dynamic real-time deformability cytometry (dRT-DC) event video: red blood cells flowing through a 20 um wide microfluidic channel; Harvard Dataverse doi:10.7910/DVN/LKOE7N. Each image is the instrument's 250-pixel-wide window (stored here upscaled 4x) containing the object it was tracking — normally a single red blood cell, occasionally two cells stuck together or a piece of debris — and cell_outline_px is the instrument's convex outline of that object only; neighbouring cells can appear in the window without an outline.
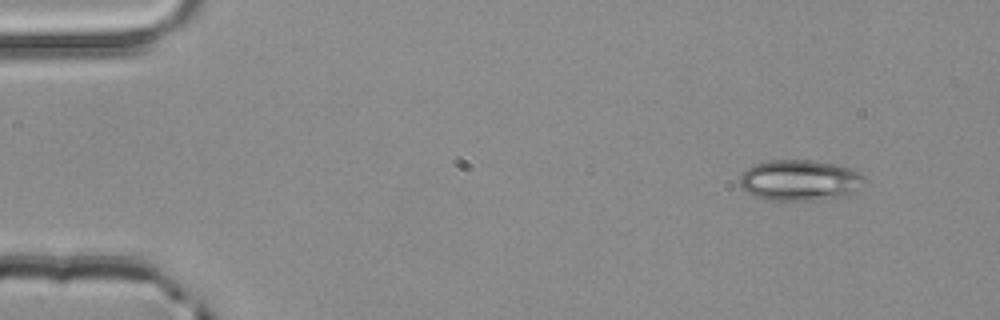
{"species": "common noctule bat (a hibernating species)", "species_latin": "Nyctalus noctula", "temperature_condition": "room temperature", "stored_images_in_passage": 3, "camera_frame_rate_fps": 3000, "um_per_image_px": 0.085, "animal": {"sex": "male", "body_mass_g": 20.4}, "frame": {"image": 1, "passage_image": 1, "time_ms": 0.0, "image_size_px": [1000, 320], "cell_outline_px": [[868, 180], [856, 192], [848, 196], [812, 200], [764, 200], [752, 196], [740, 184], [740, 176], [752, 164], [768, 160], [812, 160], [836, 164], [860, 172]], "centroid_in_image_um": [68.03, 15.33], "position_along_channel_um": 17.0, "area_um2": 30.11}}